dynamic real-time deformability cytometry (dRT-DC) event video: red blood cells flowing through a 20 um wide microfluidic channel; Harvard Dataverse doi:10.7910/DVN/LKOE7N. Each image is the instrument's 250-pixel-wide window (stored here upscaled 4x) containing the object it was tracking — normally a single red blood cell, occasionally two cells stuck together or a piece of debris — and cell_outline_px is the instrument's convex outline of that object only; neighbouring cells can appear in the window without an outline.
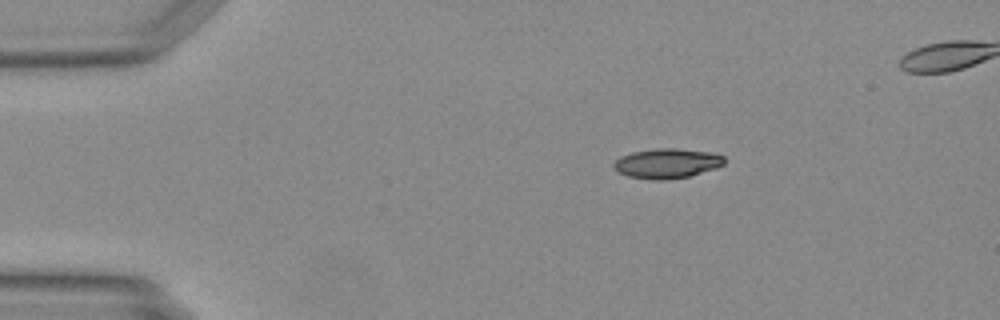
{"species": "Egyptian fruit bat (a non-hibernating species)", "species_latin": "Rousettus aegyptiacus", "temperature_condition": "warm", "stored_images_in_passage": 39, "camera_frame_rate_fps": 3000, "um_per_image_px": 0.085, "animal": {"sex": "female"}, "frame": {"image": 1, "passage_image": 1, "time_ms": 0.0, "image_size_px": [1000, 320], "cell_outline_px": [[724, 164], [716, 168], [688, 176], [668, 180], [656, 180], [628, 176], [612, 168], [612, 164], [620, 156], [632, 152], [656, 148], [676, 148], [712, 152], [724, 156]], "centroid_in_image_um": [56.68, 13.88], "position_along_channel_um": 28.3, "area_um2": 19.25}}